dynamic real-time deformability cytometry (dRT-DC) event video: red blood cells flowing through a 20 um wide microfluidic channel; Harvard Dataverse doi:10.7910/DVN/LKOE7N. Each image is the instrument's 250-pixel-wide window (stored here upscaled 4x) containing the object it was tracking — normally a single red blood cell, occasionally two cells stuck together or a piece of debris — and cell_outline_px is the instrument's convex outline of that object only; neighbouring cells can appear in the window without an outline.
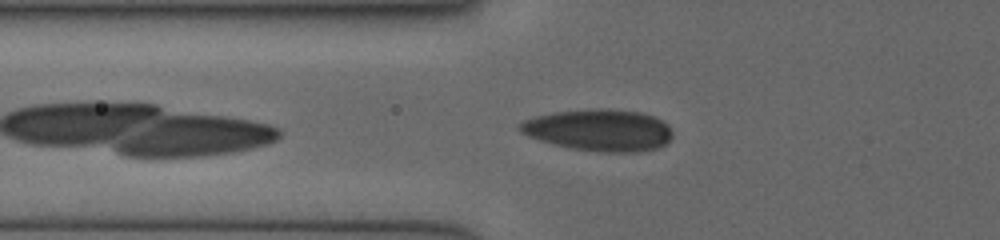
{"species": "human", "species_latin": "Homo sapiens", "temperature_condition": "cold", "stored_images_in_passage": 30, "segment_of_instrument_passage": [1, 2], "camera_frame_rate_fps": 3000, "um_per_image_px": 0.085, "donor": {"sex": "female"}, "frame": {"image": 1, "passage_image": 3, "time_ms": 1.333, "image_size_px": [1000, 240], "cell_outline_px": [[672, 136], [660, 148], [640, 152], [604, 152], [572, 148], [552, 144], [528, 136], [520, 132], [516, 128], [524, 120], [536, 116], [552, 112], [600, 108], [604, 108], [640, 112], [652, 116], [660, 120], [672, 132]], "centroid_in_image_um": [50.89, 11.06], "position_along_channel_um": 74.9, "area_um2": 36.99}}
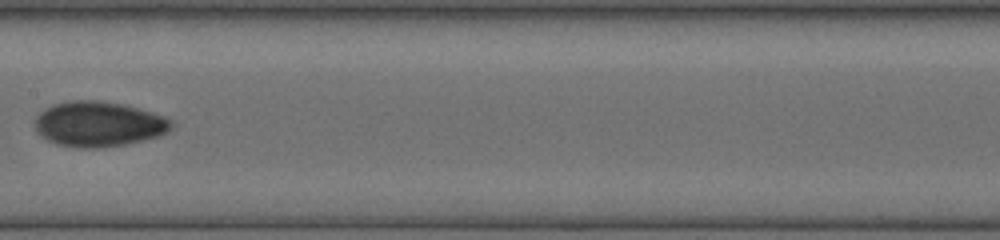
{"frame": {"image": 2, "passage_image": 8, "time_ms": 4.333, "image_size_px": [1000, 240], "cell_outline_px": [[176, 124], [168, 132], [160, 136], [144, 140], [124, 144], [100, 148], [76, 148], [56, 144], [48, 140], [36, 132], [36, 116], [44, 108], [52, 104], [72, 100], [92, 100], [120, 104], [152, 112], [164, 116], [172, 120]], "centroid_in_image_um": [8.39, 10.55], "position_along_channel_um": 199.0, "area_um2": 36.07}}
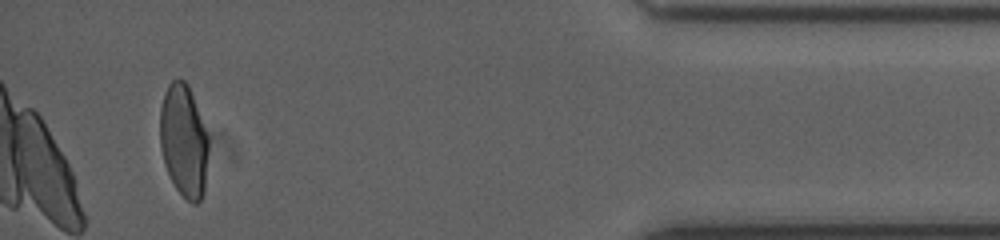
{"frame": {"image": 3, "passage_image": 26, "time_ms": 10.667, "image_size_px": [1000, 240], "cell_outline_px": [[208, 152], [204, 192], [200, 200], [196, 204], [192, 204], [176, 188], [164, 164], [160, 148], [160, 108], [164, 92], [168, 84], [172, 80], [184, 80], [188, 84], [208, 136]], "centroid_in_image_um": [15.61, 11.97], "position_along_channel_um": 419.6, "area_um2": 31.79}}